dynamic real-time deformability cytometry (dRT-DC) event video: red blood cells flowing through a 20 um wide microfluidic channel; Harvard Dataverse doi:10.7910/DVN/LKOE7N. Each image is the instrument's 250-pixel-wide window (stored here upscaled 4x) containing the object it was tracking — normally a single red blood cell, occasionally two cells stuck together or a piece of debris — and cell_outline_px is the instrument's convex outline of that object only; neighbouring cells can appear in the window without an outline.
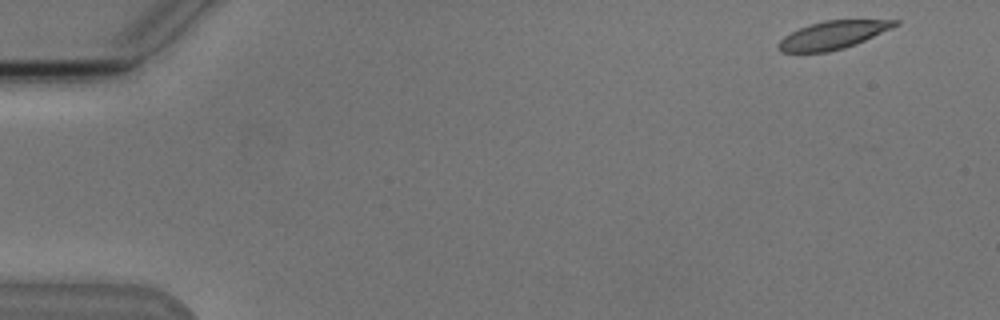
{"species": "Egyptian fruit bat (a non-hibernating species)", "species_latin": "Rousettus aegyptiacus", "temperature_condition": "cold", "stored_images_in_passage": 4, "camera_frame_rate_fps": 3000, "um_per_image_px": 0.085, "animal": {"sex": "male"}, "frame": {"image": 1, "passage_image": 1, "time_ms": 0.0, "image_size_px": [1000, 320], "cell_outline_px": [[900, 24], [856, 44], [844, 48], [828, 52], [780, 52], [776, 48], [776, 44], [784, 36], [800, 28], [824, 20], [900, 20]], "centroid_in_image_um": [70.77, 2.99], "position_along_channel_um": 14.2, "area_um2": 18.9}}
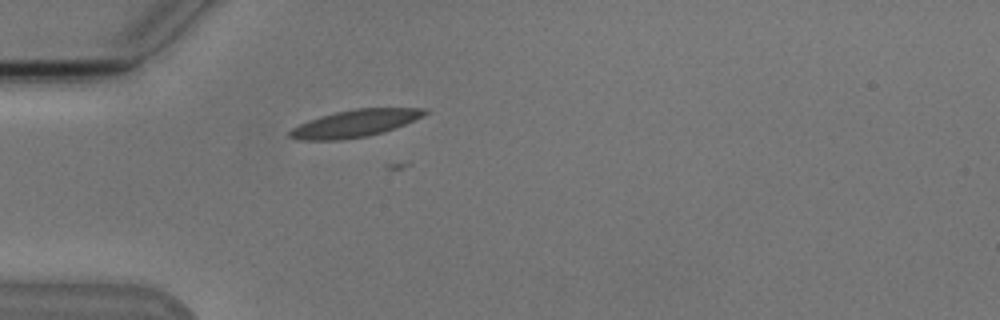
{"frame": {"image": 2, "passage_image": 4, "time_ms": 4.333, "image_size_px": [1000, 320], "cell_outline_px": [[428, 112], [424, 116], [396, 128], [384, 132], [368, 136], [340, 140], [296, 140], [288, 136], [288, 132], [292, 128], [308, 120], [320, 116], [336, 112], [356, 108], [428, 108]], "centroid_in_image_um": [30.18, 10.49], "position_along_channel_um": 54.8, "area_um2": 21.56}}